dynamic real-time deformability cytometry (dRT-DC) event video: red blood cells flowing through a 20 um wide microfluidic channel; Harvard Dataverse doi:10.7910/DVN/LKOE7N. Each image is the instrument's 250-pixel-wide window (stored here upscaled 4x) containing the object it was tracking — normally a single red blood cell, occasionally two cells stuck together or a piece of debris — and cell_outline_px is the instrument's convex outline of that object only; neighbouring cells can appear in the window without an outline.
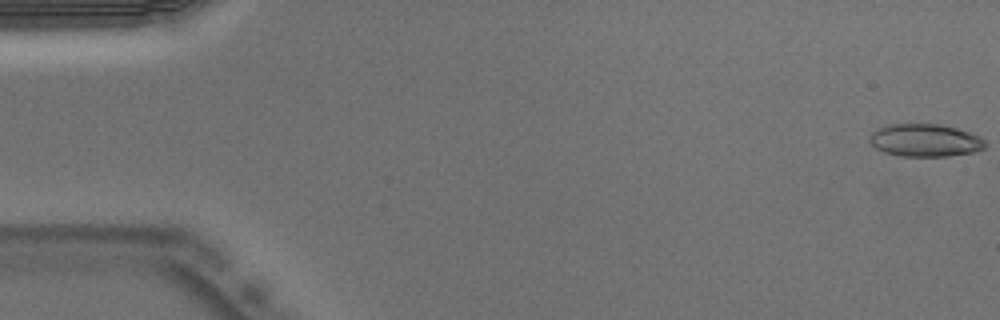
{"species": "Egyptian fruit bat (a non-hibernating species)", "species_latin": "Rousettus aegyptiacus", "temperature_condition": "warm", "stored_images_in_passage": 51, "camera_frame_rate_fps": 3000, "um_per_image_px": 0.085, "animal": {"sex": "male"}, "frame": {"image": 1, "passage_image": 1, "time_ms": 0.0, "image_size_px": [1000, 320], "cell_outline_px": [[984, 144], [980, 148], [968, 152], [944, 156], [908, 156], [888, 152], [872, 144], [872, 136], [876, 132], [884, 128], [900, 124], [932, 124], [952, 128], [976, 136], [984, 140]], "centroid_in_image_um": [78.65, 11.94], "position_along_channel_um": 6.3, "area_um2": 20.17}}
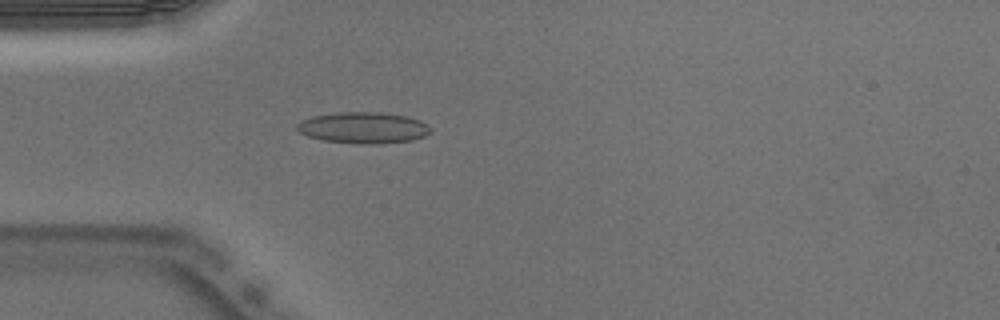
{"frame": {"image": 2, "passage_image": 15, "time_ms": 4.667, "image_size_px": [1000, 320], "cell_outline_px": [[428, 132], [420, 136], [408, 140], [324, 140], [308, 136], [300, 132], [296, 128], [304, 120], [316, 116], [352, 112], [364, 112], [404, 116], [416, 120], [424, 124], [428, 128]], "centroid_in_image_um": [30.79, 10.8], "position_along_channel_um": 54.2, "area_um2": 21.5}}
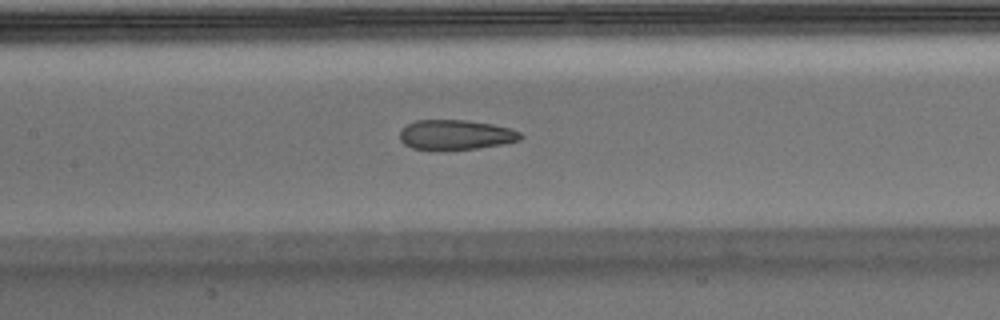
{"frame": {"image": 3, "passage_image": 24, "time_ms": 7.667, "image_size_px": [1000, 320], "cell_outline_px": [[520, 136], [516, 140], [496, 144], [472, 148], [412, 148], [404, 144], [400, 140], [400, 132], [408, 124], [416, 120], [460, 120], [488, 124], [508, 128], [520, 132]], "centroid_in_image_um": [38.64, 11.43], "position_along_channel_um": 168.8, "area_um2": 19.77}, "authors_computed_cell_mechanics": {"area_um2": 20.8658, "velocity_mm_per_s": 3.9653, "shape_relaxation_time_tau1_ms": null, "shape_relaxation_time_tau2_ms": 2.3991, "deformation_change_tau1": null, "deformation_change_tau2": 0.1126}}